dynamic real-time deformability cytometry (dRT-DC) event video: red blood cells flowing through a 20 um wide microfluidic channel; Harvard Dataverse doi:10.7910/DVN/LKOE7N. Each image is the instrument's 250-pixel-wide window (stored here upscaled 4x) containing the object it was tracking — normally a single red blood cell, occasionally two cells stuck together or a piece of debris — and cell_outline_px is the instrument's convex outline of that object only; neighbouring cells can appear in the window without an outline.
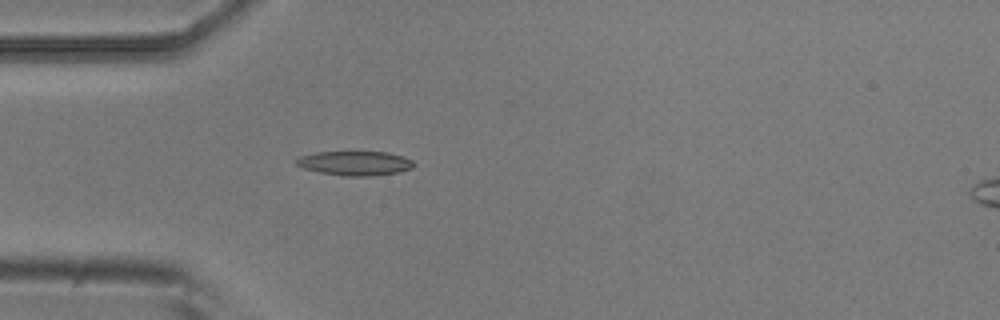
{"species": "common noctule bat (a hibernating species)", "species_latin": "Nyctalus noctula", "temperature_condition": "room temperature", "stored_images_in_passage": 1, "camera_frame_rate_fps": 3000, "um_per_image_px": 0.085, "animal": {"sex": "male", "body_mass_g": 20.5, "forearm_length_mm": 52.5}, "frame": {"image": 1, "passage_image": 1, "time_ms": 0.0, "image_size_px": [1000, 320], "cell_outline_px": [[416, 164], [412, 168], [400, 172], [372, 176], [344, 176], [320, 172], [304, 168], [296, 164], [296, 160], [300, 156], [316, 152], [388, 152], [404, 156], [412, 160]], "centroid_in_image_um": [30.23, 13.87], "position_along_channel_um": 54.8, "area_um2": 16.7}}